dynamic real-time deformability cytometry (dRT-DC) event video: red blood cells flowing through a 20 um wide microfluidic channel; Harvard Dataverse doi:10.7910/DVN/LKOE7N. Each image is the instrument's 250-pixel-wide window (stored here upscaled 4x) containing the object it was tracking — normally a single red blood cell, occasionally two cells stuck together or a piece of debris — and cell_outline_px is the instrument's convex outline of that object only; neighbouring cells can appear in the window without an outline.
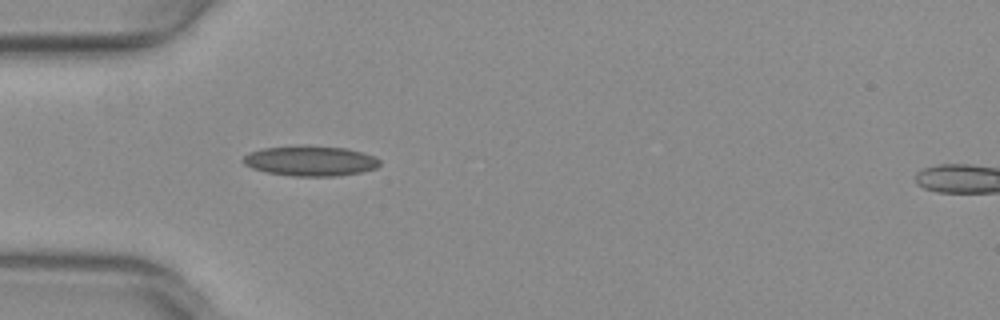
{"species": "common noctule bat (a hibernating species)", "species_latin": "Nyctalus noctula", "temperature_condition": "warm", "stored_images_in_passage": 40, "camera_frame_rate_fps": 3000, "um_per_image_px": 0.085, "animal": {"sex": "female", "body_mass_g": 29.2, "forearm_length_mm": 56.3}, "frame": {"image": 1, "passage_image": 4, "time_ms": 1.0, "image_size_px": [1000, 320], "cell_outline_px": [[380, 164], [376, 168], [360, 172], [336, 176], [292, 176], [268, 172], [252, 168], [244, 164], [240, 160], [248, 152], [264, 148], [344, 148], [360, 152], [372, 156], [380, 160]], "centroid_in_image_um": [26.35, 13.72], "position_along_channel_um": 58.6, "area_um2": 22.95}}
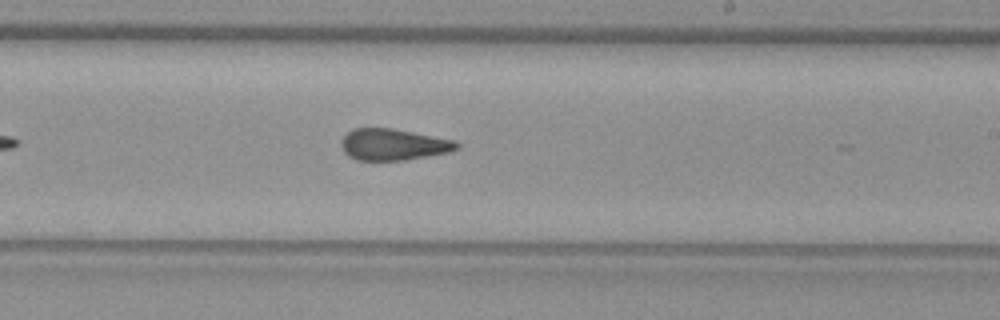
{"frame": {"image": 2, "passage_image": 19, "time_ms": 6.0, "image_size_px": [1000, 320], "cell_outline_px": [[460, 148], [448, 152], [404, 160], [356, 160], [348, 156], [340, 148], [340, 140], [352, 128], [392, 128], [456, 140], [460, 144]], "centroid_in_image_um": [33.41, 12.28], "position_along_channel_um": 255.6, "area_um2": 21.33}}
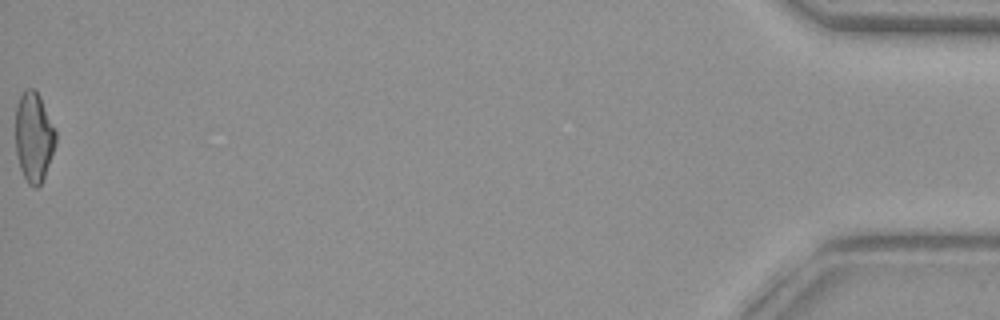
{"frame": {"image": 3, "passage_image": 40, "time_ms": 13.0, "image_size_px": [1000, 320], "cell_outline_px": [[56, 144], [44, 176], [40, 184], [36, 188], [32, 188], [28, 184], [20, 168], [16, 152], [16, 104], [24, 88], [36, 88], [40, 96], [56, 132]], "centroid_in_image_um": [2.87, 11.62], "position_along_channel_um": 432.3, "area_um2": 21.04}, "authors_computed_cell_mechanics": {"area_um2": 21.7617, "velocity_mm_per_s": 4.0257, "shape_relaxation_time_tau1_ms": null, "shape_relaxation_time_tau2_ms": 2.0615, "deformation_change_tau1": null, "deformation_change_tau2": 0.1037}}